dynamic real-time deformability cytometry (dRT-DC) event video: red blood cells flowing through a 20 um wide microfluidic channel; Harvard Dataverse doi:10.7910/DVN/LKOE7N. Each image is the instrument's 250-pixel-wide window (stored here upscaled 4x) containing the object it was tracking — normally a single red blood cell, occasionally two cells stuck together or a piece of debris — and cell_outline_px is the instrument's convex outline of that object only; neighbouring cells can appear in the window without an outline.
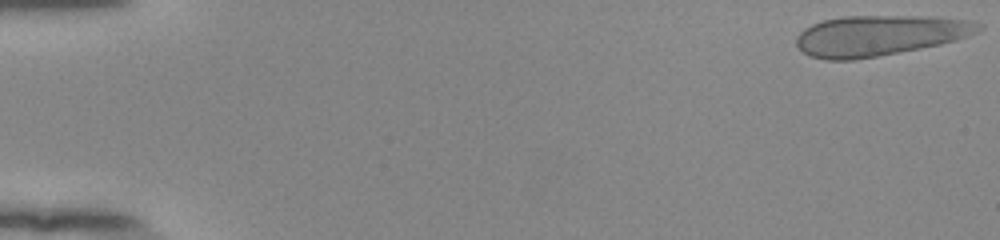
{"species": "human", "species_latin": "Homo sapiens", "temperature_condition": "room temperature", "stored_images_in_passage": 52, "camera_frame_rate_fps": 3000, "um_per_image_px": 0.085, "donor": {"sex": "female"}, "frame": {"image": 1, "passage_image": 1, "time_ms": 0.0, "image_size_px": [1000, 240], "cell_outline_px": [[984, 28], [980, 32], [956, 40], [940, 44], [900, 52], [852, 60], [824, 60], [808, 56], [796, 44], [796, 36], [804, 28], [812, 24], [824, 20], [844, 16], [936, 16], [972, 20], [984, 24]], "centroid_in_image_um": [74.8, 3.0], "position_along_channel_um": 10.2, "area_um2": 43.35}}
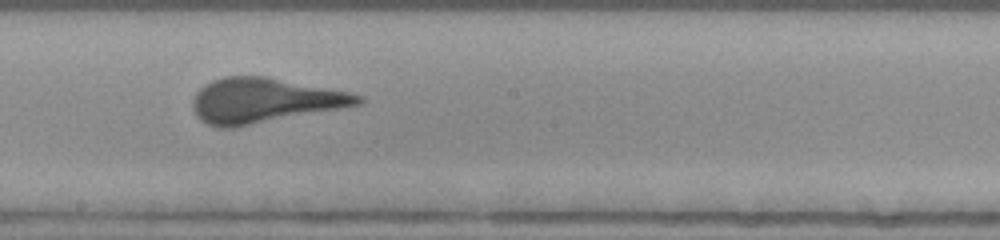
{"frame": {"image": 2, "passage_image": 30, "time_ms": 9.667, "image_size_px": [1000, 240], "cell_outline_px": [[364, 104], [232, 128], [216, 128], [200, 120], [196, 116], [192, 108], [192, 100], [196, 92], [204, 84], [212, 80], [224, 76], [264, 76], [348, 92], [364, 96]], "centroid_in_image_um": [22.42, 8.55], "position_along_channel_um": 225.8, "area_um2": 43.23}}
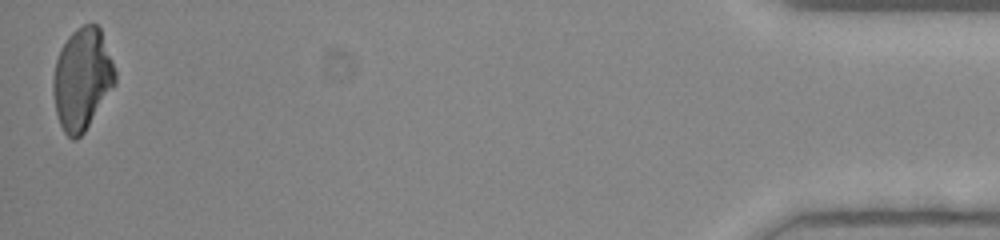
{"frame": {"image": 3, "passage_image": 52, "time_ms": 17.0, "image_size_px": [1000, 240], "cell_outline_px": [[116, 84], [84, 132], [76, 140], [72, 140], [64, 132], [60, 124], [56, 112], [52, 92], [52, 80], [56, 60], [60, 48], [68, 36], [76, 28], [84, 24], [96, 24], [100, 28], [112, 60], [116, 72]], "centroid_in_image_um": [6.97, 6.71], "position_along_channel_um": 428.2, "area_um2": 36.88}}